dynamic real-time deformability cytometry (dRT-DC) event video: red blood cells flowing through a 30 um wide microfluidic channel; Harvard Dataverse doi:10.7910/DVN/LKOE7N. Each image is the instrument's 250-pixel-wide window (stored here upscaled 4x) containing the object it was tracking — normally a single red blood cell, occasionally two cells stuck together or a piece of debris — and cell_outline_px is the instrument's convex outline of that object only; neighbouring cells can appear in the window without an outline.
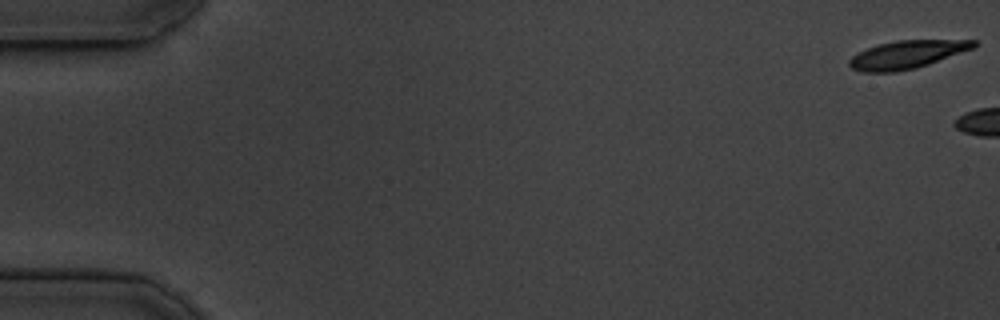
{"species": "common noctule bat (a hibernating species)", "species_latin": "Nyctalus noctula", "temperature_condition": "cold", "stored_images_in_passage": 5, "camera_frame_rate_fps": 3000, "um_per_image_px": 0.085, "animal": {"sex": "male", "body_mass_g": 19.5, "forearm_length_mm": 54.6}, "frame": {"image": 1, "passage_image": 1, "time_ms": 0.0, "image_size_px": [1000, 320], "cell_outline_px": [[980, 44], [976, 48], [916, 68], [896, 72], [860, 72], [852, 68], [848, 64], [848, 60], [852, 56], [868, 48], [880, 44], [896, 40], [976, 40]], "centroid_in_image_um": [77.14, 4.64], "position_along_channel_um": 7.9, "area_um2": 20.4}}